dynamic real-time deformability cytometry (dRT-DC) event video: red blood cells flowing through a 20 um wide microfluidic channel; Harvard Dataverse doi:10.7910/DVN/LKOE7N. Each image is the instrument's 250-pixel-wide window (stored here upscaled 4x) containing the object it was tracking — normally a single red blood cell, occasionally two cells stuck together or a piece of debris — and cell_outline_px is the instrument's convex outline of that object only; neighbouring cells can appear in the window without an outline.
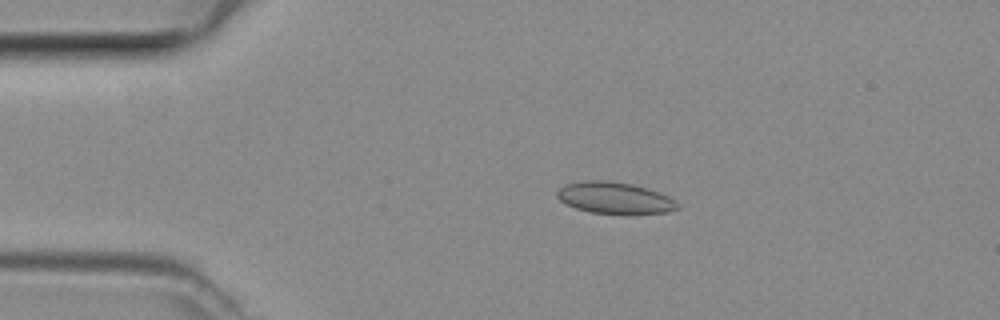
{"species": "common noctule bat (a hibernating species)", "species_latin": "Nyctalus noctula", "temperature_condition": "room temperature", "stored_images_in_passage": 4, "camera_frame_rate_fps": 3000, "um_per_image_px": 0.085, "animal": {"sex": "female", "body_mass_g": 29.2, "forearm_length_mm": 56.3}, "frame": {"image": 1, "passage_image": 3, "time_ms": 0.667, "image_size_px": [1000, 320], "cell_outline_px": [[680, 208], [668, 212], [592, 212], [576, 208], [560, 200], [556, 196], [556, 192], [564, 184], [584, 180], [604, 180], [632, 184], [648, 188], [660, 192], [668, 196], [680, 204]], "centroid_in_image_um": [52.24, 16.78], "position_along_channel_um": 32.8, "area_um2": 21.68}}